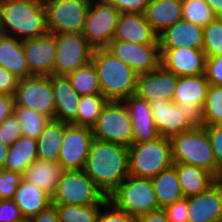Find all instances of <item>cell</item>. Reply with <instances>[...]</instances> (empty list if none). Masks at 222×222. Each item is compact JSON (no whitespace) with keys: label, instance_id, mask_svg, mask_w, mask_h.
Returning <instances> with one entry per match:
<instances>
[{"label":"cell","instance_id":"obj_20","mask_svg":"<svg viewBox=\"0 0 222 222\" xmlns=\"http://www.w3.org/2000/svg\"><path fill=\"white\" fill-rule=\"evenodd\" d=\"M151 111L156 129L161 137L170 138L192 129L183 111L173 101L157 100L151 102Z\"/></svg>","mask_w":222,"mask_h":222},{"label":"cell","instance_id":"obj_17","mask_svg":"<svg viewBox=\"0 0 222 222\" xmlns=\"http://www.w3.org/2000/svg\"><path fill=\"white\" fill-rule=\"evenodd\" d=\"M161 65L176 76H196L205 73L206 56L203 50L188 47L160 48Z\"/></svg>","mask_w":222,"mask_h":222},{"label":"cell","instance_id":"obj_4","mask_svg":"<svg viewBox=\"0 0 222 222\" xmlns=\"http://www.w3.org/2000/svg\"><path fill=\"white\" fill-rule=\"evenodd\" d=\"M173 163L195 165L217 179L213 150L204 128H192L169 138Z\"/></svg>","mask_w":222,"mask_h":222},{"label":"cell","instance_id":"obj_41","mask_svg":"<svg viewBox=\"0 0 222 222\" xmlns=\"http://www.w3.org/2000/svg\"><path fill=\"white\" fill-rule=\"evenodd\" d=\"M217 166V179H222V125H204Z\"/></svg>","mask_w":222,"mask_h":222},{"label":"cell","instance_id":"obj_26","mask_svg":"<svg viewBox=\"0 0 222 222\" xmlns=\"http://www.w3.org/2000/svg\"><path fill=\"white\" fill-rule=\"evenodd\" d=\"M63 171L62 166L58 162H51L37 158L26 168L22 177L27 182L33 183L53 197Z\"/></svg>","mask_w":222,"mask_h":222},{"label":"cell","instance_id":"obj_42","mask_svg":"<svg viewBox=\"0 0 222 222\" xmlns=\"http://www.w3.org/2000/svg\"><path fill=\"white\" fill-rule=\"evenodd\" d=\"M22 179L18 172L0 169V200L13 199Z\"/></svg>","mask_w":222,"mask_h":222},{"label":"cell","instance_id":"obj_33","mask_svg":"<svg viewBox=\"0 0 222 222\" xmlns=\"http://www.w3.org/2000/svg\"><path fill=\"white\" fill-rule=\"evenodd\" d=\"M108 101L102 94L80 96L76 118L70 124L91 128Z\"/></svg>","mask_w":222,"mask_h":222},{"label":"cell","instance_id":"obj_34","mask_svg":"<svg viewBox=\"0 0 222 222\" xmlns=\"http://www.w3.org/2000/svg\"><path fill=\"white\" fill-rule=\"evenodd\" d=\"M66 76L79 96L102 94L99 78L92 62Z\"/></svg>","mask_w":222,"mask_h":222},{"label":"cell","instance_id":"obj_3","mask_svg":"<svg viewBox=\"0 0 222 222\" xmlns=\"http://www.w3.org/2000/svg\"><path fill=\"white\" fill-rule=\"evenodd\" d=\"M101 93L109 101H123L135 94L138 74L106 48L94 49L92 60Z\"/></svg>","mask_w":222,"mask_h":222},{"label":"cell","instance_id":"obj_31","mask_svg":"<svg viewBox=\"0 0 222 222\" xmlns=\"http://www.w3.org/2000/svg\"><path fill=\"white\" fill-rule=\"evenodd\" d=\"M66 122L50 120L37 138L38 159L58 162Z\"/></svg>","mask_w":222,"mask_h":222},{"label":"cell","instance_id":"obj_38","mask_svg":"<svg viewBox=\"0 0 222 222\" xmlns=\"http://www.w3.org/2000/svg\"><path fill=\"white\" fill-rule=\"evenodd\" d=\"M203 111L204 125H222V86L209 85Z\"/></svg>","mask_w":222,"mask_h":222},{"label":"cell","instance_id":"obj_21","mask_svg":"<svg viewBox=\"0 0 222 222\" xmlns=\"http://www.w3.org/2000/svg\"><path fill=\"white\" fill-rule=\"evenodd\" d=\"M112 40L139 44L159 43L158 34L146 21L144 14L140 13H120Z\"/></svg>","mask_w":222,"mask_h":222},{"label":"cell","instance_id":"obj_30","mask_svg":"<svg viewBox=\"0 0 222 222\" xmlns=\"http://www.w3.org/2000/svg\"><path fill=\"white\" fill-rule=\"evenodd\" d=\"M37 158V139L21 136L9 147L3 169L23 174Z\"/></svg>","mask_w":222,"mask_h":222},{"label":"cell","instance_id":"obj_14","mask_svg":"<svg viewBox=\"0 0 222 222\" xmlns=\"http://www.w3.org/2000/svg\"><path fill=\"white\" fill-rule=\"evenodd\" d=\"M93 140L90 127L66 123L58 156L63 170H83Z\"/></svg>","mask_w":222,"mask_h":222},{"label":"cell","instance_id":"obj_1","mask_svg":"<svg viewBox=\"0 0 222 222\" xmlns=\"http://www.w3.org/2000/svg\"><path fill=\"white\" fill-rule=\"evenodd\" d=\"M83 171L108 197L129 175L128 147L94 139Z\"/></svg>","mask_w":222,"mask_h":222},{"label":"cell","instance_id":"obj_51","mask_svg":"<svg viewBox=\"0 0 222 222\" xmlns=\"http://www.w3.org/2000/svg\"><path fill=\"white\" fill-rule=\"evenodd\" d=\"M14 96L0 94V124L14 112Z\"/></svg>","mask_w":222,"mask_h":222},{"label":"cell","instance_id":"obj_28","mask_svg":"<svg viewBox=\"0 0 222 222\" xmlns=\"http://www.w3.org/2000/svg\"><path fill=\"white\" fill-rule=\"evenodd\" d=\"M176 171L186 198L204 192L217 180L210 172L195 165L176 163Z\"/></svg>","mask_w":222,"mask_h":222},{"label":"cell","instance_id":"obj_10","mask_svg":"<svg viewBox=\"0 0 222 222\" xmlns=\"http://www.w3.org/2000/svg\"><path fill=\"white\" fill-rule=\"evenodd\" d=\"M120 12L106 0H91L82 35L94 48H106L115 35Z\"/></svg>","mask_w":222,"mask_h":222},{"label":"cell","instance_id":"obj_54","mask_svg":"<svg viewBox=\"0 0 222 222\" xmlns=\"http://www.w3.org/2000/svg\"><path fill=\"white\" fill-rule=\"evenodd\" d=\"M9 151V147L6 146L0 139V169L4 168L6 157Z\"/></svg>","mask_w":222,"mask_h":222},{"label":"cell","instance_id":"obj_7","mask_svg":"<svg viewBox=\"0 0 222 222\" xmlns=\"http://www.w3.org/2000/svg\"><path fill=\"white\" fill-rule=\"evenodd\" d=\"M108 201L135 217L160 209L151 179L131 175L108 196Z\"/></svg>","mask_w":222,"mask_h":222},{"label":"cell","instance_id":"obj_5","mask_svg":"<svg viewBox=\"0 0 222 222\" xmlns=\"http://www.w3.org/2000/svg\"><path fill=\"white\" fill-rule=\"evenodd\" d=\"M173 165L169 138L131 144L128 147L129 175L153 178Z\"/></svg>","mask_w":222,"mask_h":222},{"label":"cell","instance_id":"obj_16","mask_svg":"<svg viewBox=\"0 0 222 222\" xmlns=\"http://www.w3.org/2000/svg\"><path fill=\"white\" fill-rule=\"evenodd\" d=\"M22 47L32 75H53L56 34L47 32L38 38L22 40Z\"/></svg>","mask_w":222,"mask_h":222},{"label":"cell","instance_id":"obj_52","mask_svg":"<svg viewBox=\"0 0 222 222\" xmlns=\"http://www.w3.org/2000/svg\"><path fill=\"white\" fill-rule=\"evenodd\" d=\"M137 222H170L163 209L147 212L137 217Z\"/></svg>","mask_w":222,"mask_h":222},{"label":"cell","instance_id":"obj_48","mask_svg":"<svg viewBox=\"0 0 222 222\" xmlns=\"http://www.w3.org/2000/svg\"><path fill=\"white\" fill-rule=\"evenodd\" d=\"M118 9L120 13L144 14L150 0H106Z\"/></svg>","mask_w":222,"mask_h":222},{"label":"cell","instance_id":"obj_19","mask_svg":"<svg viewBox=\"0 0 222 222\" xmlns=\"http://www.w3.org/2000/svg\"><path fill=\"white\" fill-rule=\"evenodd\" d=\"M132 122V144L153 141L160 137L151 111V104L136 95L123 100Z\"/></svg>","mask_w":222,"mask_h":222},{"label":"cell","instance_id":"obj_13","mask_svg":"<svg viewBox=\"0 0 222 222\" xmlns=\"http://www.w3.org/2000/svg\"><path fill=\"white\" fill-rule=\"evenodd\" d=\"M106 49L130 66L138 75L153 71L161 64L159 43L139 44L112 40Z\"/></svg>","mask_w":222,"mask_h":222},{"label":"cell","instance_id":"obj_18","mask_svg":"<svg viewBox=\"0 0 222 222\" xmlns=\"http://www.w3.org/2000/svg\"><path fill=\"white\" fill-rule=\"evenodd\" d=\"M189 222L222 220V179H217L204 192L188 197Z\"/></svg>","mask_w":222,"mask_h":222},{"label":"cell","instance_id":"obj_47","mask_svg":"<svg viewBox=\"0 0 222 222\" xmlns=\"http://www.w3.org/2000/svg\"><path fill=\"white\" fill-rule=\"evenodd\" d=\"M18 206L13 199L0 200V222H24Z\"/></svg>","mask_w":222,"mask_h":222},{"label":"cell","instance_id":"obj_44","mask_svg":"<svg viewBox=\"0 0 222 222\" xmlns=\"http://www.w3.org/2000/svg\"><path fill=\"white\" fill-rule=\"evenodd\" d=\"M170 222H189L188 197L176 200L163 208Z\"/></svg>","mask_w":222,"mask_h":222},{"label":"cell","instance_id":"obj_46","mask_svg":"<svg viewBox=\"0 0 222 222\" xmlns=\"http://www.w3.org/2000/svg\"><path fill=\"white\" fill-rule=\"evenodd\" d=\"M177 105L179 110L184 112L183 115L192 128L204 127V111L202 106L188 103Z\"/></svg>","mask_w":222,"mask_h":222},{"label":"cell","instance_id":"obj_53","mask_svg":"<svg viewBox=\"0 0 222 222\" xmlns=\"http://www.w3.org/2000/svg\"><path fill=\"white\" fill-rule=\"evenodd\" d=\"M216 18H222V0H205Z\"/></svg>","mask_w":222,"mask_h":222},{"label":"cell","instance_id":"obj_22","mask_svg":"<svg viewBox=\"0 0 222 222\" xmlns=\"http://www.w3.org/2000/svg\"><path fill=\"white\" fill-rule=\"evenodd\" d=\"M160 48L203 50V27L182 19L158 35Z\"/></svg>","mask_w":222,"mask_h":222},{"label":"cell","instance_id":"obj_40","mask_svg":"<svg viewBox=\"0 0 222 222\" xmlns=\"http://www.w3.org/2000/svg\"><path fill=\"white\" fill-rule=\"evenodd\" d=\"M22 136V124L14 112L0 124V139L10 147Z\"/></svg>","mask_w":222,"mask_h":222},{"label":"cell","instance_id":"obj_55","mask_svg":"<svg viewBox=\"0 0 222 222\" xmlns=\"http://www.w3.org/2000/svg\"><path fill=\"white\" fill-rule=\"evenodd\" d=\"M3 35L2 24H1V15H0V36Z\"/></svg>","mask_w":222,"mask_h":222},{"label":"cell","instance_id":"obj_50","mask_svg":"<svg viewBox=\"0 0 222 222\" xmlns=\"http://www.w3.org/2000/svg\"><path fill=\"white\" fill-rule=\"evenodd\" d=\"M27 222H59L58 212L55 205L52 204L46 209L40 211L37 215L31 217Z\"/></svg>","mask_w":222,"mask_h":222},{"label":"cell","instance_id":"obj_49","mask_svg":"<svg viewBox=\"0 0 222 222\" xmlns=\"http://www.w3.org/2000/svg\"><path fill=\"white\" fill-rule=\"evenodd\" d=\"M19 78L0 66V94L15 95Z\"/></svg>","mask_w":222,"mask_h":222},{"label":"cell","instance_id":"obj_24","mask_svg":"<svg viewBox=\"0 0 222 222\" xmlns=\"http://www.w3.org/2000/svg\"><path fill=\"white\" fill-rule=\"evenodd\" d=\"M144 16L159 35L165 29L183 19L182 0H150Z\"/></svg>","mask_w":222,"mask_h":222},{"label":"cell","instance_id":"obj_37","mask_svg":"<svg viewBox=\"0 0 222 222\" xmlns=\"http://www.w3.org/2000/svg\"><path fill=\"white\" fill-rule=\"evenodd\" d=\"M182 17L201 27L216 18L205 0H182Z\"/></svg>","mask_w":222,"mask_h":222},{"label":"cell","instance_id":"obj_8","mask_svg":"<svg viewBox=\"0 0 222 222\" xmlns=\"http://www.w3.org/2000/svg\"><path fill=\"white\" fill-rule=\"evenodd\" d=\"M94 139L125 147L132 144V122L123 101H108L91 127Z\"/></svg>","mask_w":222,"mask_h":222},{"label":"cell","instance_id":"obj_39","mask_svg":"<svg viewBox=\"0 0 222 222\" xmlns=\"http://www.w3.org/2000/svg\"><path fill=\"white\" fill-rule=\"evenodd\" d=\"M203 51L206 58L222 55V18L203 27Z\"/></svg>","mask_w":222,"mask_h":222},{"label":"cell","instance_id":"obj_32","mask_svg":"<svg viewBox=\"0 0 222 222\" xmlns=\"http://www.w3.org/2000/svg\"><path fill=\"white\" fill-rule=\"evenodd\" d=\"M151 181L158 206L161 209L184 197L176 171V163L151 178Z\"/></svg>","mask_w":222,"mask_h":222},{"label":"cell","instance_id":"obj_35","mask_svg":"<svg viewBox=\"0 0 222 222\" xmlns=\"http://www.w3.org/2000/svg\"><path fill=\"white\" fill-rule=\"evenodd\" d=\"M14 114L22 124V136L37 139L43 129L50 122L47 116L33 111L27 107L16 106L14 104Z\"/></svg>","mask_w":222,"mask_h":222},{"label":"cell","instance_id":"obj_45","mask_svg":"<svg viewBox=\"0 0 222 222\" xmlns=\"http://www.w3.org/2000/svg\"><path fill=\"white\" fill-rule=\"evenodd\" d=\"M204 74L210 85L222 86V55L206 58Z\"/></svg>","mask_w":222,"mask_h":222},{"label":"cell","instance_id":"obj_9","mask_svg":"<svg viewBox=\"0 0 222 222\" xmlns=\"http://www.w3.org/2000/svg\"><path fill=\"white\" fill-rule=\"evenodd\" d=\"M91 0H44L49 33H82Z\"/></svg>","mask_w":222,"mask_h":222},{"label":"cell","instance_id":"obj_11","mask_svg":"<svg viewBox=\"0 0 222 222\" xmlns=\"http://www.w3.org/2000/svg\"><path fill=\"white\" fill-rule=\"evenodd\" d=\"M14 102L16 106L27 107L54 120L55 100L51 75H31L19 79Z\"/></svg>","mask_w":222,"mask_h":222},{"label":"cell","instance_id":"obj_2","mask_svg":"<svg viewBox=\"0 0 222 222\" xmlns=\"http://www.w3.org/2000/svg\"><path fill=\"white\" fill-rule=\"evenodd\" d=\"M0 15L3 34L19 40L48 32L44 0H0Z\"/></svg>","mask_w":222,"mask_h":222},{"label":"cell","instance_id":"obj_27","mask_svg":"<svg viewBox=\"0 0 222 222\" xmlns=\"http://www.w3.org/2000/svg\"><path fill=\"white\" fill-rule=\"evenodd\" d=\"M0 66L19 79L32 75L29 72L22 40L5 34L0 36Z\"/></svg>","mask_w":222,"mask_h":222},{"label":"cell","instance_id":"obj_29","mask_svg":"<svg viewBox=\"0 0 222 222\" xmlns=\"http://www.w3.org/2000/svg\"><path fill=\"white\" fill-rule=\"evenodd\" d=\"M205 74L178 77L173 102L204 106L209 87Z\"/></svg>","mask_w":222,"mask_h":222},{"label":"cell","instance_id":"obj_6","mask_svg":"<svg viewBox=\"0 0 222 222\" xmlns=\"http://www.w3.org/2000/svg\"><path fill=\"white\" fill-rule=\"evenodd\" d=\"M108 197L83 170H64L52 204L104 205Z\"/></svg>","mask_w":222,"mask_h":222},{"label":"cell","instance_id":"obj_12","mask_svg":"<svg viewBox=\"0 0 222 222\" xmlns=\"http://www.w3.org/2000/svg\"><path fill=\"white\" fill-rule=\"evenodd\" d=\"M94 48L82 33L56 34V60L53 75H68L92 60Z\"/></svg>","mask_w":222,"mask_h":222},{"label":"cell","instance_id":"obj_15","mask_svg":"<svg viewBox=\"0 0 222 222\" xmlns=\"http://www.w3.org/2000/svg\"><path fill=\"white\" fill-rule=\"evenodd\" d=\"M178 76L161 64L148 73L137 76L135 94L149 103L157 100L173 101Z\"/></svg>","mask_w":222,"mask_h":222},{"label":"cell","instance_id":"obj_23","mask_svg":"<svg viewBox=\"0 0 222 222\" xmlns=\"http://www.w3.org/2000/svg\"><path fill=\"white\" fill-rule=\"evenodd\" d=\"M51 82L55 100L54 120L70 124L76 118L80 96L67 76L51 75Z\"/></svg>","mask_w":222,"mask_h":222},{"label":"cell","instance_id":"obj_43","mask_svg":"<svg viewBox=\"0 0 222 222\" xmlns=\"http://www.w3.org/2000/svg\"><path fill=\"white\" fill-rule=\"evenodd\" d=\"M102 209L104 211L100 209L96 222H137V217L117 209L110 201Z\"/></svg>","mask_w":222,"mask_h":222},{"label":"cell","instance_id":"obj_36","mask_svg":"<svg viewBox=\"0 0 222 222\" xmlns=\"http://www.w3.org/2000/svg\"><path fill=\"white\" fill-rule=\"evenodd\" d=\"M59 222H96L103 205H68L54 204Z\"/></svg>","mask_w":222,"mask_h":222},{"label":"cell","instance_id":"obj_25","mask_svg":"<svg viewBox=\"0 0 222 222\" xmlns=\"http://www.w3.org/2000/svg\"><path fill=\"white\" fill-rule=\"evenodd\" d=\"M13 201L26 221L52 205L50 195L24 179L18 185Z\"/></svg>","mask_w":222,"mask_h":222}]
</instances>
